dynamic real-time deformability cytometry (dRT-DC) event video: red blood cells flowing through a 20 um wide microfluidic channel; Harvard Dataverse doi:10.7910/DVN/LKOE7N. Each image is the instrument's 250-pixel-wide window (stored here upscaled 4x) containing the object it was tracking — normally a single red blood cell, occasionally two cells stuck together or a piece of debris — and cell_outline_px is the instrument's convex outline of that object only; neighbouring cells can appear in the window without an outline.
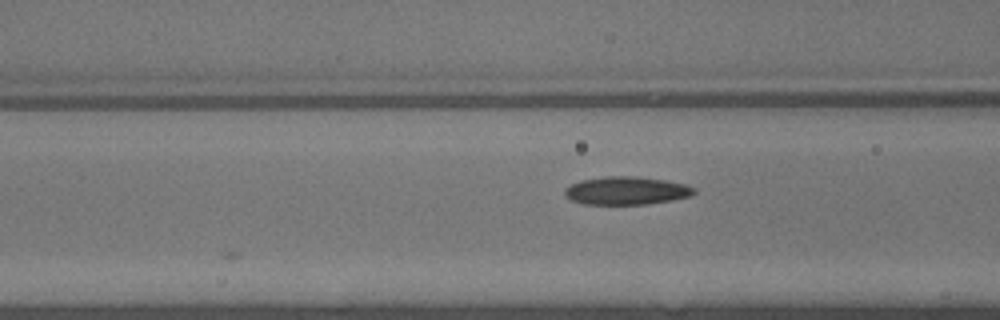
{"species": "common noctule bat (a hibernating species)", "species_latin": "Nyctalus noctula", "temperature_condition": "warm", "stored_images_in_passage": 10, "camera_frame_rate_fps": 3000, "um_per_image_px": 0.085, "animal": {"sex": "male", "body_mass_g": 13.3}, "frame": {"image": 1, "passage_image": 10, "time_ms": 3.0, "image_size_px": [1000, 320], "cell_outline_px": [[696, 192], [692, 196], [672, 200], [644, 204], [584, 204], [572, 200], [564, 196], [564, 188], [580, 180], [608, 176], [632, 176], [664, 180], [684, 184], [696, 188]], "centroid_in_image_um": [53.24, 16.21], "position_along_channel_um": 113.4, "area_um2": 21.1}}